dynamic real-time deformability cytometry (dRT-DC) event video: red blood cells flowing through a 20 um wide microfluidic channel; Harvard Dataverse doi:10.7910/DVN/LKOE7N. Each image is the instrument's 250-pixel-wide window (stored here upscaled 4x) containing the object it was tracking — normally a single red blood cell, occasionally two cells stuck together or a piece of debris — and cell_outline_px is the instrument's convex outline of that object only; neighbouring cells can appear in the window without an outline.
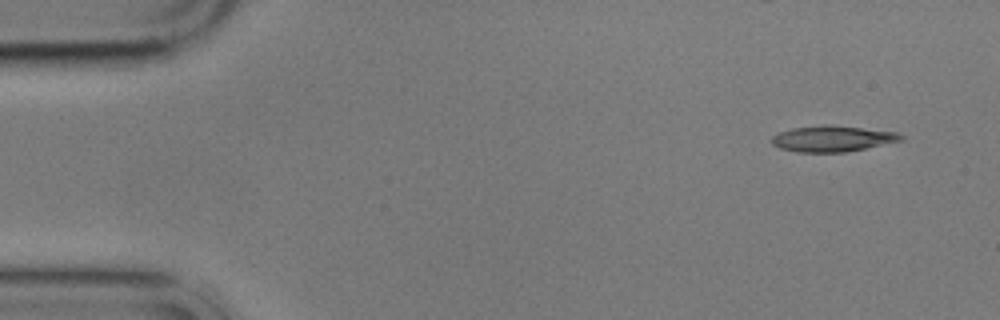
{"species": "common noctule bat (a hibernating species)", "species_latin": "Nyctalus noctula", "temperature_condition": "cold", "stored_images_in_passage": 6, "camera_frame_rate_fps": 3000, "um_per_image_px": 0.085, "animal": {"sex": "male", "body_mass_g": 17.9}, "frame": {"image": 1, "passage_image": 1, "time_ms": 0.0, "image_size_px": [1000, 320], "cell_outline_px": [[904, 140], [844, 152], [796, 152], [780, 148], [772, 144], [768, 140], [772, 136], [780, 132], [792, 128], [824, 124], [828, 124], [900, 132], [904, 136]], "centroid_in_image_um": [70.75, 11.77], "position_along_channel_um": 14.3, "area_um2": 19.71}}
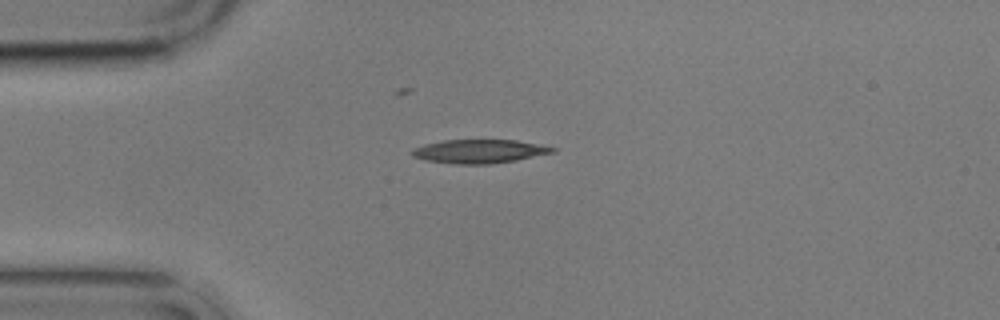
{"frame": {"image": 2, "passage_image": 4, "time_ms": 3.333, "image_size_px": [1000, 320], "cell_outline_px": [[556, 152], [516, 160], [488, 164], [456, 164], [424, 160], [412, 156], [408, 152], [412, 148], [424, 144], [444, 140], [516, 140], [556, 148]], "centroid_in_image_um": [40.68, 12.86], "position_along_channel_um": 44.3, "area_um2": 19.42}}
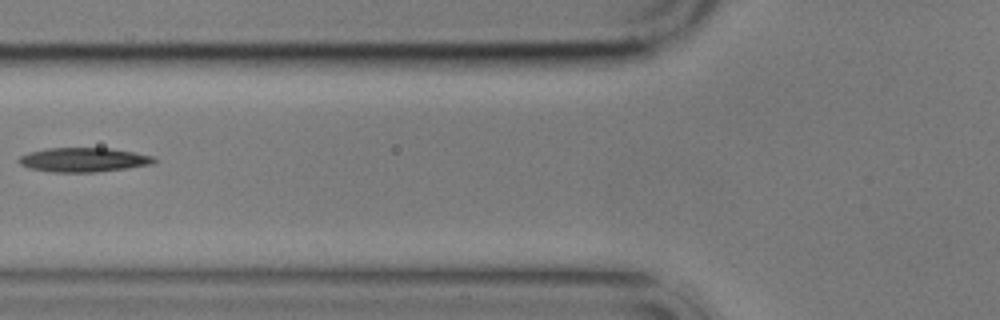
{"frame": {"image": 3, "passage_image": 6, "time_ms": 6.0, "image_size_px": [1000, 320], "cell_outline_px": [[156, 160], [152, 164], [128, 168], [96, 172], [52, 172], [28, 168], [20, 164], [16, 160], [20, 156], [28, 152], [48, 148], [112, 148], [156, 156]], "centroid_in_image_um": [7.1, 13.58], "position_along_channel_um": 118.7, "area_um2": 19.31}}